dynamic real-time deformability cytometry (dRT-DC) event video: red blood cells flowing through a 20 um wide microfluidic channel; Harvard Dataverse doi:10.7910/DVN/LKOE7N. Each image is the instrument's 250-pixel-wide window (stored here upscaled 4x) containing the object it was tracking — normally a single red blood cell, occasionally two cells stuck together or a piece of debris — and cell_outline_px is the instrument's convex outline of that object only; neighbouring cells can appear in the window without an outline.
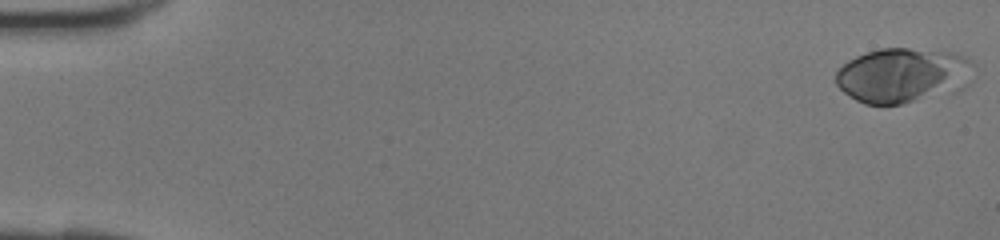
{"species": "human", "species_latin": "Homo sapiens", "temperature_condition": "room temperature", "stored_images_in_passage": 42, "camera_frame_rate_fps": 3000, "um_per_image_px": 0.085, "donor": {"sex": "female"}, "frame": {"image": 1, "passage_image": 1, "time_ms": 0.0, "image_size_px": [1000, 240], "cell_outline_px": [[972, 64], [944, 84], [912, 100], [900, 104], [864, 104], [856, 100], [844, 92], [836, 84], [836, 72], [848, 60], [856, 56], [880, 48], [908, 48], [956, 52], [964, 56]], "centroid_in_image_um": [76.32, 6.3], "position_along_channel_um": 8.7, "area_um2": 39.71}}
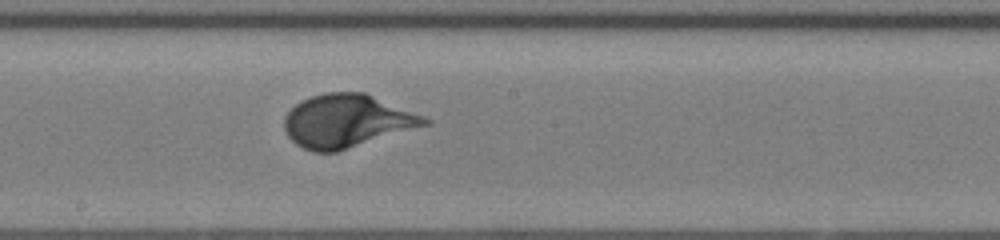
{"frame": {"image": 2, "passage_image": 24, "time_ms": 7.667, "image_size_px": [1000, 240], "cell_outline_px": [[432, 124], [336, 152], [312, 152], [296, 144], [288, 136], [284, 128], [284, 116], [296, 104], [312, 96], [324, 92], [364, 92], [424, 116], [432, 120]], "centroid_in_image_um": [29.5, 10.29], "position_along_channel_um": 218.7, "area_um2": 43.35}}
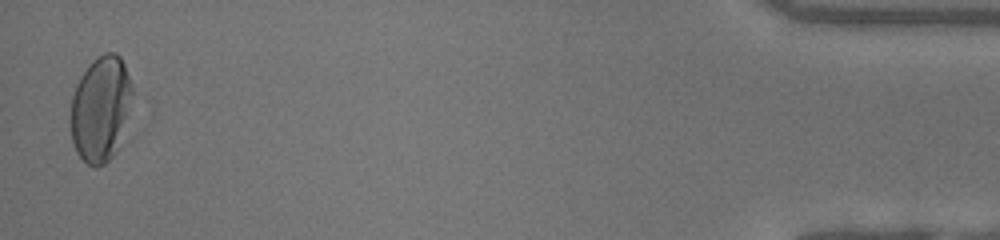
{"frame": {"image": 3, "passage_image": 42, "time_ms": 13.667, "image_size_px": [1000, 240], "cell_outline_px": [[132, 92], [116, 152], [104, 164], [96, 168], [92, 168], [76, 152], [72, 144], [68, 120], [68, 116], [72, 96], [76, 84], [80, 76], [88, 64], [92, 60], [104, 52], [116, 52], [120, 56], [124, 64], [132, 88]], "centroid_in_image_um": [8.47, 9.24], "position_along_channel_um": 426.7, "area_um2": 37.97}}